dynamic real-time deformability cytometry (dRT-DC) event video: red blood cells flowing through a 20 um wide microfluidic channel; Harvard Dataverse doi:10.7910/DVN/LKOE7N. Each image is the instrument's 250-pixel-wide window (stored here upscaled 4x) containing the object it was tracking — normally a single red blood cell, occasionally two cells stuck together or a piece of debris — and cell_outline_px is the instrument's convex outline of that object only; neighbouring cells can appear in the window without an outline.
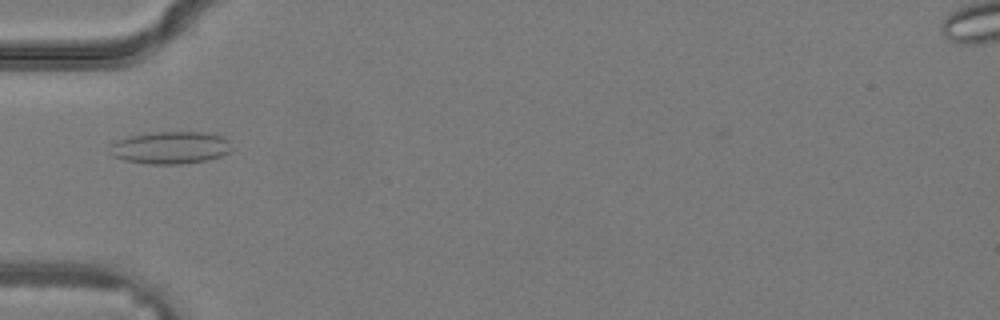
{"species": "common noctule bat (a hibernating species)", "species_latin": "Nyctalus noctula", "temperature_condition": "warm", "stored_images_in_passage": 36, "camera_frame_rate_fps": 3000, "um_per_image_px": 0.085, "animal": {"sex": "male", "body_mass_g": 19.2, "forearm_length_mm": 51.8}, "frame": {"image": 1, "passage_image": 13, "time_ms": 4.0, "image_size_px": [1000, 320], "cell_outline_px": [[232, 148], [228, 152], [220, 156], [208, 160], [184, 164], [148, 164], [124, 160], [112, 156], [108, 144], [112, 140], [128, 136], [156, 132], [208, 132], [224, 136], [228, 140]], "centroid_in_image_um": [14.45, 12.54], "position_along_channel_um": 70.6, "area_um2": 23.41}}
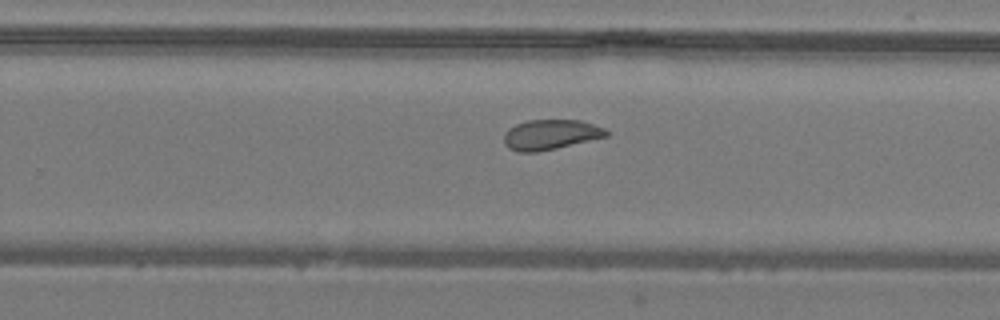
{"frame": {"image": 2, "passage_image": 24, "time_ms": 7.667, "image_size_px": [1000, 320], "cell_outline_px": [[608, 136], [556, 148], [536, 152], [516, 152], [508, 148], [504, 144], [504, 132], [508, 128], [516, 124], [528, 120], [580, 120], [604, 128], [608, 132]], "centroid_in_image_um": [46.75, 11.44], "position_along_channel_um": 283.0, "area_um2": 17.92}}
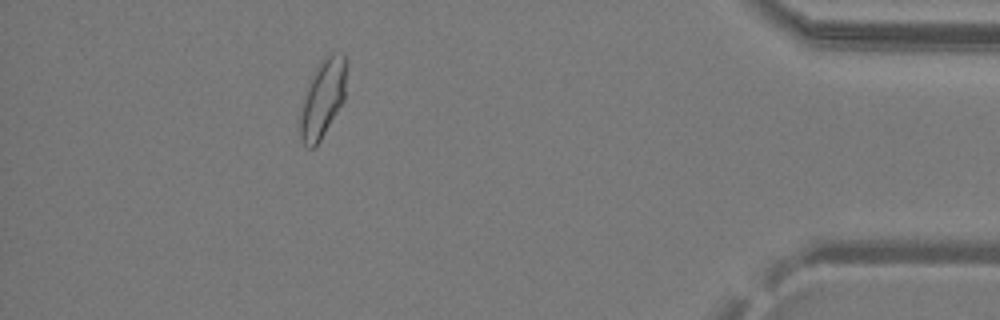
{"frame": {"image": 3, "passage_image": 33, "time_ms": 10.667, "image_size_px": [1000, 320], "cell_outline_px": [[348, 64], [344, 100], [320, 140], [312, 148], [308, 148], [300, 140], [300, 108], [308, 84], [320, 60], [324, 56], [332, 52], [344, 52], [348, 60]], "centroid_in_image_um": [27.46, 8.28], "position_along_channel_um": 407.7, "area_um2": 21.39}}